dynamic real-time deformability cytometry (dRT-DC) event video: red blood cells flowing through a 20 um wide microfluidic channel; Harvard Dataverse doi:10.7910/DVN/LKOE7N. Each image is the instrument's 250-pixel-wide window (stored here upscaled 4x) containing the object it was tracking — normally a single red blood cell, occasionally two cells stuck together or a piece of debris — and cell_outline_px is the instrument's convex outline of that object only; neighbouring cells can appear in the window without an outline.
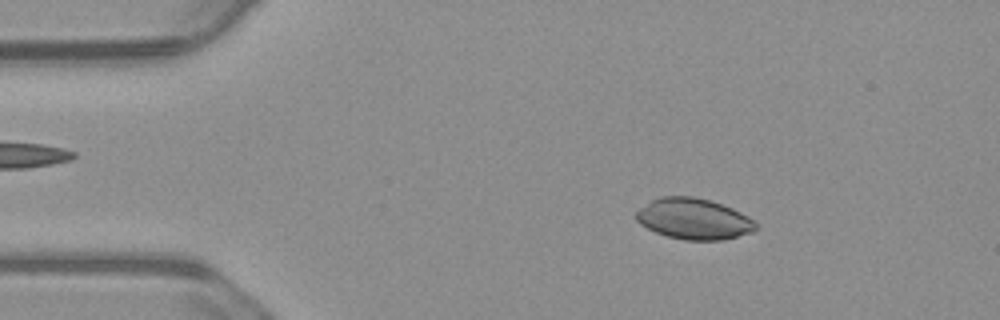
{"species": "common noctule bat (a hibernating species)", "species_latin": "Nyctalus noctula", "temperature_condition": "warm", "stored_images_in_passage": 52, "camera_frame_rate_fps": 3000, "um_per_image_px": 0.085, "animal": {"sex": "male", "body_mass_g": 23.1, "forearm_length_mm": 52.7}, "frame": {"image": 1, "passage_image": 6, "time_ms": 1.667, "image_size_px": [1000, 320], "cell_outline_px": [[756, 228], [752, 232], [724, 240], [684, 240], [668, 236], [656, 232], [640, 224], [636, 220], [636, 212], [640, 208], [652, 200], [660, 196], [692, 196], [708, 200], [732, 208], [740, 212], [752, 220], [756, 224]], "centroid_in_image_um": [58.95, 18.61], "position_along_channel_um": 26.1, "area_um2": 28.26}}
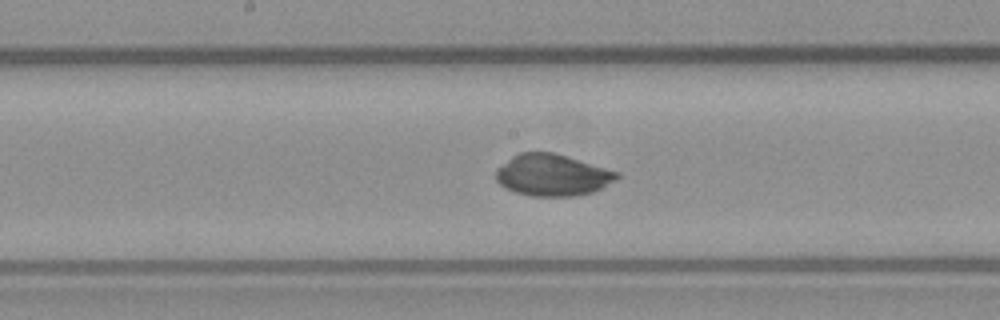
{"frame": {"image": 2, "passage_image": 25, "time_ms": 8.0, "image_size_px": [1000, 320], "cell_outline_px": [[620, 176], [616, 180], [592, 192], [576, 196], [528, 196], [504, 188], [496, 180], [496, 168], [512, 156], [520, 152], [552, 152], [620, 172]], "centroid_in_image_um": [46.93, 14.88], "position_along_channel_um": 201.3, "area_um2": 29.36}}
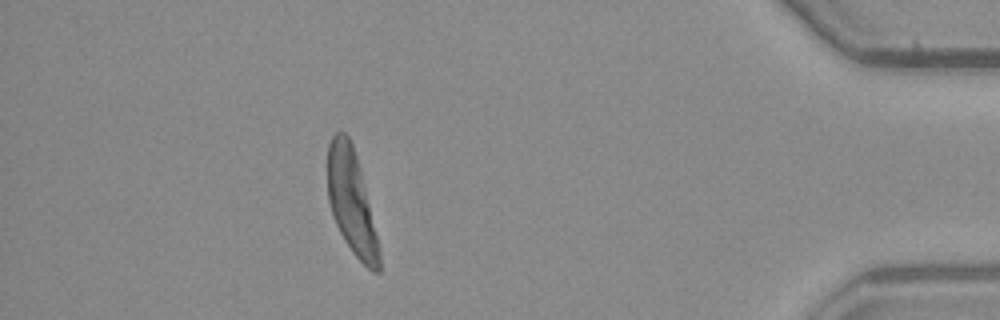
{"frame": {"image": 3, "passage_image": 46, "time_ms": 15.0, "image_size_px": [1000, 320], "cell_outline_px": [[380, 272], [372, 272], [352, 252], [344, 240], [332, 216], [328, 200], [328, 144], [332, 136], [336, 132], [344, 132], [348, 136], [352, 144], [356, 156], [364, 184], [380, 252]], "centroid_in_image_um": [29.85, 17.17], "position_along_channel_um": 405.3, "area_um2": 30.75}, "authors_computed_cell_mechanics": {"area_um2": 29.6514, "velocity_mm_per_s": 3.7115, "shape_relaxation_time_tau1_ms": 5.5698, "shape_relaxation_time_tau2_ms": null, "deformation_change_tau1": 0.2442, "deformation_change_tau2": null}}